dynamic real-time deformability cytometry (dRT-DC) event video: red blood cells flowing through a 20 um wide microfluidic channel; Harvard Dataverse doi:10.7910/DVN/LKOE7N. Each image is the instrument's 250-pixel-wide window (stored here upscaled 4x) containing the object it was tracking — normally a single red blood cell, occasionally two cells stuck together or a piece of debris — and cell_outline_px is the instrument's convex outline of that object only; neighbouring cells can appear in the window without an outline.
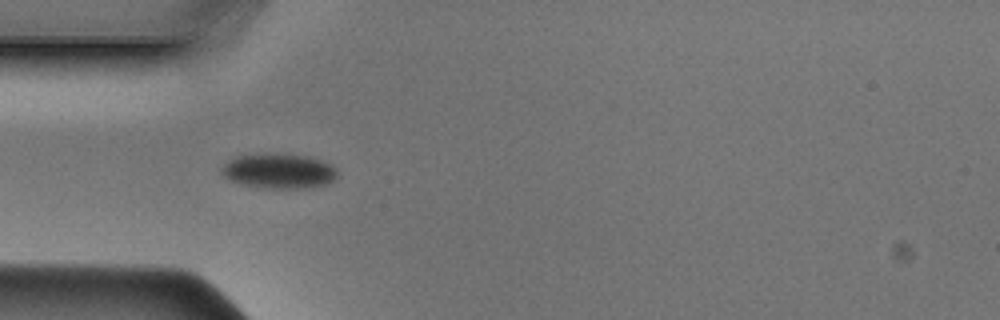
{"species": "Egyptian fruit bat (a non-hibernating species)", "species_latin": "Rousettus aegyptiacus", "temperature_condition": "cold", "stored_images_in_passage": 38, "camera_frame_rate_fps": 3000, "um_per_image_px": 0.085, "animal": {"sex": "male"}, "frame": {"image": 1, "passage_image": 4, "time_ms": 1.0, "image_size_px": [1000, 320], "cell_outline_px": [[336, 176], [332, 180], [324, 184], [304, 188], [264, 188], [244, 184], [232, 180], [224, 176], [220, 172], [220, 168], [228, 160], [236, 156], [264, 152], [276, 152], [308, 156], [320, 160], [336, 168]], "centroid_in_image_um": [23.65, 14.5], "position_along_channel_um": 61.4, "area_um2": 23.64}}
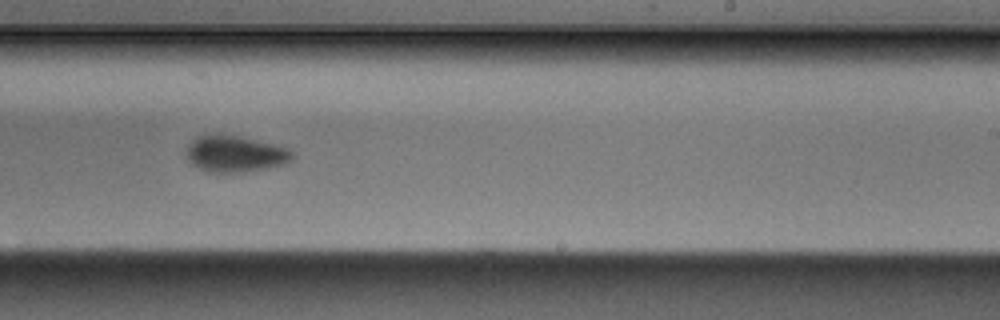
{"frame": {"image": 2, "passage_image": 19, "time_ms": 6.0, "image_size_px": [1000, 320], "cell_outline_px": [[296, 156], [292, 160], [284, 164], [244, 172], [208, 172], [192, 164], [188, 160], [188, 144], [192, 140], [200, 136], [240, 136], [276, 144], [288, 148]], "centroid_in_image_um": [20.05, 13.09], "position_along_channel_um": 269.0, "area_um2": 22.08}}
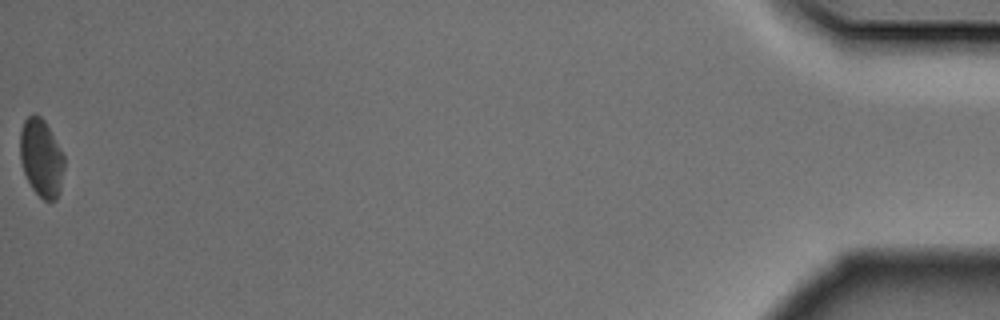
{"frame": {"image": 3, "passage_image": 38, "time_ms": 12.333, "image_size_px": [1000, 320], "cell_outline_px": [[64, 168], [60, 192], [56, 200], [44, 200], [32, 188], [24, 172], [20, 160], [20, 132], [24, 120], [32, 112], [40, 116], [44, 120], [64, 156]], "centroid_in_image_um": [3.5, 13.41], "position_along_channel_um": 431.7, "area_um2": 19.94}}